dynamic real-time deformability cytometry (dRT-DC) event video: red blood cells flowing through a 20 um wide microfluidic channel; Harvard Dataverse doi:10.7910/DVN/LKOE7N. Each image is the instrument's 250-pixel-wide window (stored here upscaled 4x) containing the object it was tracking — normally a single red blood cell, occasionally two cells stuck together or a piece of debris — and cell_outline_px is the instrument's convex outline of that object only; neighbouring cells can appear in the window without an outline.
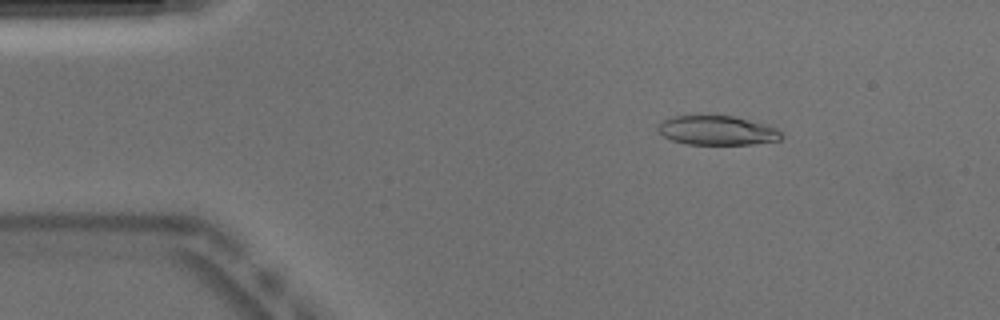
{"species": "Egyptian fruit bat (a non-hibernating species)", "species_latin": "Rousettus aegyptiacus", "temperature_condition": "warm", "stored_images_in_passage": 50, "camera_frame_rate_fps": 3000, "um_per_image_px": 0.085, "animal": {"sex": "male"}, "frame": {"image": 1, "passage_image": 7, "time_ms": 2.0, "image_size_px": [1000, 320], "cell_outline_px": [[784, 136], [780, 140], [752, 144], [688, 144], [672, 140], [664, 136], [656, 128], [664, 120], [676, 116], [708, 112], [736, 116], [764, 124], [776, 128]], "centroid_in_image_um": [60.95, 11.04], "position_along_channel_um": 24.0, "area_um2": 21.68}}
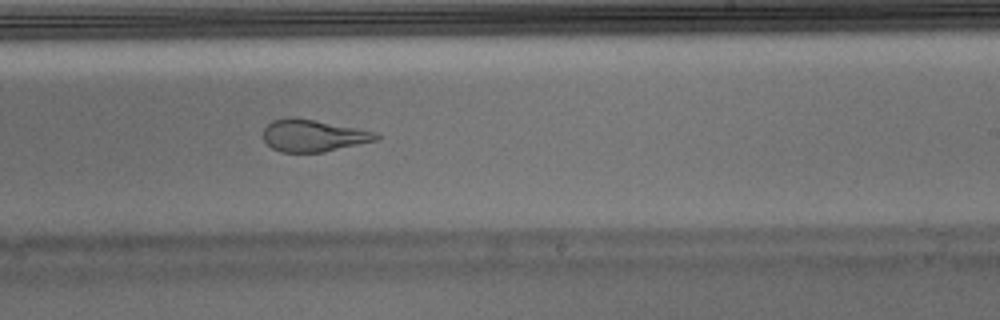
{"frame": {"image": 2, "passage_image": 30, "time_ms": 9.667, "image_size_px": [1000, 320], "cell_outline_px": [[380, 136], [376, 140], [324, 152], [280, 152], [272, 148], [264, 140], [264, 128], [272, 120], [288, 116], [292, 116], [356, 128], [376, 132]], "centroid_in_image_um": [26.58, 11.52], "position_along_channel_um": 262.4, "area_um2": 20.92}}
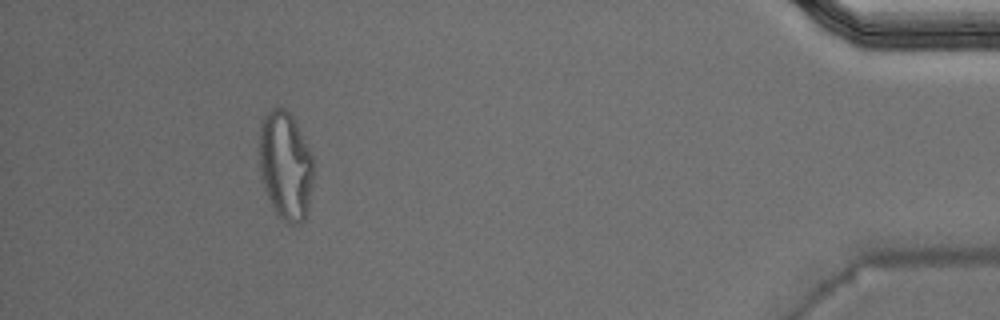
{"frame": {"image": 3, "passage_image": 46, "time_ms": 15.0, "image_size_px": [1000, 320], "cell_outline_px": [[312, 180], [308, 212], [304, 220], [300, 224], [288, 224], [276, 212], [264, 188], [260, 168], [260, 120], [272, 108], [284, 108], [292, 116], [312, 156]], "centroid_in_image_um": [24.26, 14.09], "position_along_channel_um": 410.9, "area_um2": 33.76}, "authors_computed_cell_mechanics": {"area_um2": 22.2819, "velocity_mm_per_s": 3.9382, "shape_relaxation_time_tau1_ms": null, "shape_relaxation_time_tau2_ms": 1.3083, "deformation_change_tau1": null, "deformation_change_tau2": 0.1096}}